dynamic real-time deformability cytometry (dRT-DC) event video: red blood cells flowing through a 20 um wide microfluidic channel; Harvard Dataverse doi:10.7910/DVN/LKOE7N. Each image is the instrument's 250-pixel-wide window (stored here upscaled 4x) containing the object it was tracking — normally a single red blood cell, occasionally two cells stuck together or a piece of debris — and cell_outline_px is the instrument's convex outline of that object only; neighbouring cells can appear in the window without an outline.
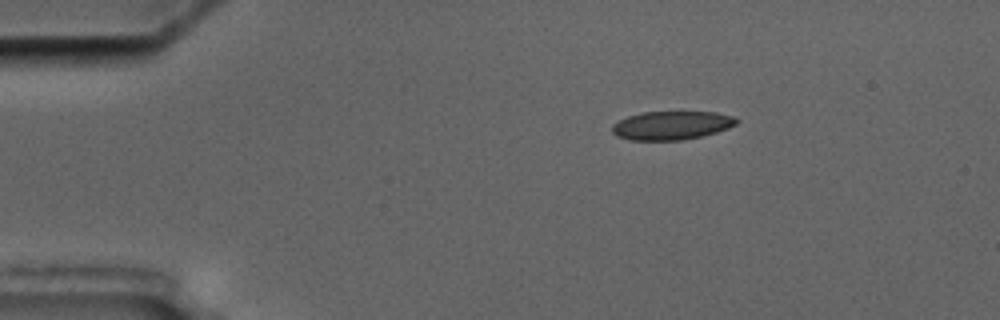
{"species": "common noctule bat (a hibernating species)", "species_latin": "Nyctalus noctula", "temperature_condition": "cold", "stored_images_in_passage": 3, "camera_frame_rate_fps": 3000, "um_per_image_px": 0.085, "animal": {"sex": "male", "body_mass_g": 17.5, "forearm_length_mm": 52.3}, "frame": {"image": 1, "passage_image": 1, "time_ms": 0.0, "image_size_px": [1000, 320], "cell_outline_px": [[740, 120], [736, 124], [728, 128], [716, 132], [700, 136], [680, 140], [632, 140], [616, 136], [612, 132], [612, 124], [628, 116], [644, 112], [716, 112], [732, 116]], "centroid_in_image_um": [57.08, 10.65], "position_along_channel_um": 27.9, "area_um2": 20.58}}